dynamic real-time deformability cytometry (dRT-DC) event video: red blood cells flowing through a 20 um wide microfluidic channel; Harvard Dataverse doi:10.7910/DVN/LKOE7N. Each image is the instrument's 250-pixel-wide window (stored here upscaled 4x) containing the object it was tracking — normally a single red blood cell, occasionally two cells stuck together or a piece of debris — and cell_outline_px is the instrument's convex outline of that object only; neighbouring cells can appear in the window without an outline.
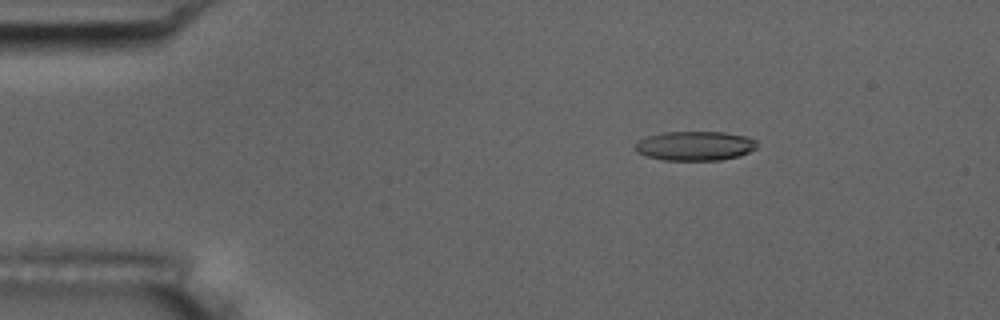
{"species": "common noctule bat (a hibernating species)", "species_latin": "Nyctalus noctula", "temperature_condition": "room temperature", "stored_images_in_passage": 5, "camera_frame_rate_fps": 3000, "um_per_image_px": 0.085, "animal": {"sex": "male", "body_mass_g": 17.5, "forearm_length_mm": 52.3}, "frame": {"image": 1, "passage_image": 3, "time_ms": 2.333, "image_size_px": [1000, 320], "cell_outline_px": [[756, 148], [740, 156], [720, 160], [664, 160], [648, 156], [636, 152], [636, 144], [640, 140], [648, 136], [664, 132], [724, 132], [748, 136], [756, 140]], "centroid_in_image_um": [59.11, 12.39], "position_along_channel_um": 25.9, "area_um2": 20.75}}